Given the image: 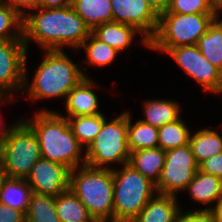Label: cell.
Masks as SVG:
<instances>
[{"instance_id": "34", "label": "cell", "mask_w": 222, "mask_h": 222, "mask_svg": "<svg viewBox=\"0 0 222 222\" xmlns=\"http://www.w3.org/2000/svg\"><path fill=\"white\" fill-rule=\"evenodd\" d=\"M0 222H26L25 214L0 202Z\"/></svg>"}, {"instance_id": "20", "label": "cell", "mask_w": 222, "mask_h": 222, "mask_svg": "<svg viewBox=\"0 0 222 222\" xmlns=\"http://www.w3.org/2000/svg\"><path fill=\"white\" fill-rule=\"evenodd\" d=\"M145 119L141 121L160 128L166 123L173 122L180 118V106L177 101L171 100H147L143 104Z\"/></svg>"}, {"instance_id": "41", "label": "cell", "mask_w": 222, "mask_h": 222, "mask_svg": "<svg viewBox=\"0 0 222 222\" xmlns=\"http://www.w3.org/2000/svg\"><path fill=\"white\" fill-rule=\"evenodd\" d=\"M220 10V11H219ZM222 10V0L220 1V3L217 5V18H219V13Z\"/></svg>"}, {"instance_id": "9", "label": "cell", "mask_w": 222, "mask_h": 222, "mask_svg": "<svg viewBox=\"0 0 222 222\" xmlns=\"http://www.w3.org/2000/svg\"><path fill=\"white\" fill-rule=\"evenodd\" d=\"M198 170L190 144L166 150L165 164L155 184L157 193L176 196L185 191Z\"/></svg>"}, {"instance_id": "44", "label": "cell", "mask_w": 222, "mask_h": 222, "mask_svg": "<svg viewBox=\"0 0 222 222\" xmlns=\"http://www.w3.org/2000/svg\"><path fill=\"white\" fill-rule=\"evenodd\" d=\"M4 3H5V0H0V5Z\"/></svg>"}, {"instance_id": "8", "label": "cell", "mask_w": 222, "mask_h": 222, "mask_svg": "<svg viewBox=\"0 0 222 222\" xmlns=\"http://www.w3.org/2000/svg\"><path fill=\"white\" fill-rule=\"evenodd\" d=\"M127 128L128 111L120 113L109 122L105 119L94 141L85 149L86 165L105 169L109 168L105 165L108 163L116 162L121 166L127 164L130 155Z\"/></svg>"}, {"instance_id": "21", "label": "cell", "mask_w": 222, "mask_h": 222, "mask_svg": "<svg viewBox=\"0 0 222 222\" xmlns=\"http://www.w3.org/2000/svg\"><path fill=\"white\" fill-rule=\"evenodd\" d=\"M32 193L26 179L8 178L0 191V202L26 214Z\"/></svg>"}, {"instance_id": "31", "label": "cell", "mask_w": 222, "mask_h": 222, "mask_svg": "<svg viewBox=\"0 0 222 222\" xmlns=\"http://www.w3.org/2000/svg\"><path fill=\"white\" fill-rule=\"evenodd\" d=\"M165 12L178 14H217L212 0H170Z\"/></svg>"}, {"instance_id": "13", "label": "cell", "mask_w": 222, "mask_h": 222, "mask_svg": "<svg viewBox=\"0 0 222 222\" xmlns=\"http://www.w3.org/2000/svg\"><path fill=\"white\" fill-rule=\"evenodd\" d=\"M26 181L34 193L56 197L69 189L70 169L41 157L32 167Z\"/></svg>"}, {"instance_id": "40", "label": "cell", "mask_w": 222, "mask_h": 222, "mask_svg": "<svg viewBox=\"0 0 222 222\" xmlns=\"http://www.w3.org/2000/svg\"><path fill=\"white\" fill-rule=\"evenodd\" d=\"M8 179V174L3 168L2 162L0 161V191L3 188L4 182Z\"/></svg>"}, {"instance_id": "36", "label": "cell", "mask_w": 222, "mask_h": 222, "mask_svg": "<svg viewBox=\"0 0 222 222\" xmlns=\"http://www.w3.org/2000/svg\"><path fill=\"white\" fill-rule=\"evenodd\" d=\"M158 15L167 10L170 0H144Z\"/></svg>"}, {"instance_id": "10", "label": "cell", "mask_w": 222, "mask_h": 222, "mask_svg": "<svg viewBox=\"0 0 222 222\" xmlns=\"http://www.w3.org/2000/svg\"><path fill=\"white\" fill-rule=\"evenodd\" d=\"M166 53L204 90L222 93V71L202 55L197 45L170 48Z\"/></svg>"}, {"instance_id": "17", "label": "cell", "mask_w": 222, "mask_h": 222, "mask_svg": "<svg viewBox=\"0 0 222 222\" xmlns=\"http://www.w3.org/2000/svg\"><path fill=\"white\" fill-rule=\"evenodd\" d=\"M127 164L156 184L165 164V150L157 147L131 152Z\"/></svg>"}, {"instance_id": "6", "label": "cell", "mask_w": 222, "mask_h": 222, "mask_svg": "<svg viewBox=\"0 0 222 222\" xmlns=\"http://www.w3.org/2000/svg\"><path fill=\"white\" fill-rule=\"evenodd\" d=\"M114 222H132L157 193L155 183L129 164L112 169Z\"/></svg>"}, {"instance_id": "37", "label": "cell", "mask_w": 222, "mask_h": 222, "mask_svg": "<svg viewBox=\"0 0 222 222\" xmlns=\"http://www.w3.org/2000/svg\"><path fill=\"white\" fill-rule=\"evenodd\" d=\"M72 0H40L42 8H61L71 5Z\"/></svg>"}, {"instance_id": "22", "label": "cell", "mask_w": 222, "mask_h": 222, "mask_svg": "<svg viewBox=\"0 0 222 222\" xmlns=\"http://www.w3.org/2000/svg\"><path fill=\"white\" fill-rule=\"evenodd\" d=\"M55 209L60 222H82L92 218L70 188L55 197Z\"/></svg>"}, {"instance_id": "25", "label": "cell", "mask_w": 222, "mask_h": 222, "mask_svg": "<svg viewBox=\"0 0 222 222\" xmlns=\"http://www.w3.org/2000/svg\"><path fill=\"white\" fill-rule=\"evenodd\" d=\"M189 144L198 165L209 157L222 152V137L207 128L200 129L194 135H190Z\"/></svg>"}, {"instance_id": "7", "label": "cell", "mask_w": 222, "mask_h": 222, "mask_svg": "<svg viewBox=\"0 0 222 222\" xmlns=\"http://www.w3.org/2000/svg\"><path fill=\"white\" fill-rule=\"evenodd\" d=\"M41 157L33 130L22 119L14 122L0 150V161L8 178L26 179Z\"/></svg>"}, {"instance_id": "42", "label": "cell", "mask_w": 222, "mask_h": 222, "mask_svg": "<svg viewBox=\"0 0 222 222\" xmlns=\"http://www.w3.org/2000/svg\"><path fill=\"white\" fill-rule=\"evenodd\" d=\"M82 222H102V221H100L99 219H96V218H91L89 220H85V221H82Z\"/></svg>"}, {"instance_id": "29", "label": "cell", "mask_w": 222, "mask_h": 222, "mask_svg": "<svg viewBox=\"0 0 222 222\" xmlns=\"http://www.w3.org/2000/svg\"><path fill=\"white\" fill-rule=\"evenodd\" d=\"M81 47L86 50L87 62L92 66L103 67L111 64L116 58L117 54L120 53L115 48L105 44L96 38L92 33L89 34L88 38L82 43Z\"/></svg>"}, {"instance_id": "3", "label": "cell", "mask_w": 222, "mask_h": 222, "mask_svg": "<svg viewBox=\"0 0 222 222\" xmlns=\"http://www.w3.org/2000/svg\"><path fill=\"white\" fill-rule=\"evenodd\" d=\"M45 57L35 70L34 78L29 83L26 73L24 90L33 100L62 97L66 98L69 91L84 77H87L79 67L69 59L63 50H45Z\"/></svg>"}, {"instance_id": "27", "label": "cell", "mask_w": 222, "mask_h": 222, "mask_svg": "<svg viewBox=\"0 0 222 222\" xmlns=\"http://www.w3.org/2000/svg\"><path fill=\"white\" fill-rule=\"evenodd\" d=\"M191 131L180 117L158 128V147L162 150L183 147L189 144Z\"/></svg>"}, {"instance_id": "39", "label": "cell", "mask_w": 222, "mask_h": 222, "mask_svg": "<svg viewBox=\"0 0 222 222\" xmlns=\"http://www.w3.org/2000/svg\"><path fill=\"white\" fill-rule=\"evenodd\" d=\"M6 97H7V99H6ZM10 97V99L8 98V96H5V95H0V103H3L2 102V100L4 101L5 99L8 101H10L11 102V99H12V97L11 96H9ZM11 126L12 125H9V126H7V127H1V129H0V150H1V148H2V145H3V143H4V140L6 139V137H7V134H8V131L10 130V128H11Z\"/></svg>"}, {"instance_id": "19", "label": "cell", "mask_w": 222, "mask_h": 222, "mask_svg": "<svg viewBox=\"0 0 222 222\" xmlns=\"http://www.w3.org/2000/svg\"><path fill=\"white\" fill-rule=\"evenodd\" d=\"M71 7L91 31L112 21L111 0H72Z\"/></svg>"}, {"instance_id": "11", "label": "cell", "mask_w": 222, "mask_h": 222, "mask_svg": "<svg viewBox=\"0 0 222 222\" xmlns=\"http://www.w3.org/2000/svg\"><path fill=\"white\" fill-rule=\"evenodd\" d=\"M27 49L23 40L0 41V95L24 88Z\"/></svg>"}, {"instance_id": "24", "label": "cell", "mask_w": 222, "mask_h": 222, "mask_svg": "<svg viewBox=\"0 0 222 222\" xmlns=\"http://www.w3.org/2000/svg\"><path fill=\"white\" fill-rule=\"evenodd\" d=\"M131 115L128 112L127 145L129 152L141 149L158 147V128L147 124L140 119L132 124Z\"/></svg>"}, {"instance_id": "2", "label": "cell", "mask_w": 222, "mask_h": 222, "mask_svg": "<svg viewBox=\"0 0 222 222\" xmlns=\"http://www.w3.org/2000/svg\"><path fill=\"white\" fill-rule=\"evenodd\" d=\"M33 117L32 121L22 120L37 136L42 158L61 163L70 170L86 165L85 155L83 159L81 157L84 147L74 136L64 115L42 109Z\"/></svg>"}, {"instance_id": "35", "label": "cell", "mask_w": 222, "mask_h": 222, "mask_svg": "<svg viewBox=\"0 0 222 222\" xmlns=\"http://www.w3.org/2000/svg\"><path fill=\"white\" fill-rule=\"evenodd\" d=\"M22 18L25 17V8L37 10L40 7V0H5ZM24 9V10H23Z\"/></svg>"}, {"instance_id": "23", "label": "cell", "mask_w": 222, "mask_h": 222, "mask_svg": "<svg viewBox=\"0 0 222 222\" xmlns=\"http://www.w3.org/2000/svg\"><path fill=\"white\" fill-rule=\"evenodd\" d=\"M196 45L202 55L222 71V20L216 18Z\"/></svg>"}, {"instance_id": "5", "label": "cell", "mask_w": 222, "mask_h": 222, "mask_svg": "<svg viewBox=\"0 0 222 222\" xmlns=\"http://www.w3.org/2000/svg\"><path fill=\"white\" fill-rule=\"evenodd\" d=\"M217 14H178L164 12L159 15L155 35L149 40V48L167 52L170 48L196 45Z\"/></svg>"}, {"instance_id": "15", "label": "cell", "mask_w": 222, "mask_h": 222, "mask_svg": "<svg viewBox=\"0 0 222 222\" xmlns=\"http://www.w3.org/2000/svg\"><path fill=\"white\" fill-rule=\"evenodd\" d=\"M173 195H154L132 222H175L180 205Z\"/></svg>"}, {"instance_id": "28", "label": "cell", "mask_w": 222, "mask_h": 222, "mask_svg": "<svg viewBox=\"0 0 222 222\" xmlns=\"http://www.w3.org/2000/svg\"><path fill=\"white\" fill-rule=\"evenodd\" d=\"M26 222H60L55 209V196L32 193Z\"/></svg>"}, {"instance_id": "12", "label": "cell", "mask_w": 222, "mask_h": 222, "mask_svg": "<svg viewBox=\"0 0 222 222\" xmlns=\"http://www.w3.org/2000/svg\"><path fill=\"white\" fill-rule=\"evenodd\" d=\"M112 21L136 27L143 35L142 42L149 48L155 35L159 15L144 0H111Z\"/></svg>"}, {"instance_id": "4", "label": "cell", "mask_w": 222, "mask_h": 222, "mask_svg": "<svg viewBox=\"0 0 222 222\" xmlns=\"http://www.w3.org/2000/svg\"><path fill=\"white\" fill-rule=\"evenodd\" d=\"M69 188L88 209L92 218L114 222L112 169L83 165L70 170Z\"/></svg>"}, {"instance_id": "30", "label": "cell", "mask_w": 222, "mask_h": 222, "mask_svg": "<svg viewBox=\"0 0 222 222\" xmlns=\"http://www.w3.org/2000/svg\"><path fill=\"white\" fill-rule=\"evenodd\" d=\"M12 27L17 32H11ZM3 40H23V18L6 2L0 5V41Z\"/></svg>"}, {"instance_id": "1", "label": "cell", "mask_w": 222, "mask_h": 222, "mask_svg": "<svg viewBox=\"0 0 222 222\" xmlns=\"http://www.w3.org/2000/svg\"><path fill=\"white\" fill-rule=\"evenodd\" d=\"M37 13L23 17V41L28 48L30 40L43 50H63V46L81 48L91 30L71 5L61 8L37 9Z\"/></svg>"}, {"instance_id": "32", "label": "cell", "mask_w": 222, "mask_h": 222, "mask_svg": "<svg viewBox=\"0 0 222 222\" xmlns=\"http://www.w3.org/2000/svg\"><path fill=\"white\" fill-rule=\"evenodd\" d=\"M178 211L175 222H213V216L210 209H195L188 212Z\"/></svg>"}, {"instance_id": "26", "label": "cell", "mask_w": 222, "mask_h": 222, "mask_svg": "<svg viewBox=\"0 0 222 222\" xmlns=\"http://www.w3.org/2000/svg\"><path fill=\"white\" fill-rule=\"evenodd\" d=\"M74 136L82 146L91 144L106 119L104 114L66 117Z\"/></svg>"}, {"instance_id": "18", "label": "cell", "mask_w": 222, "mask_h": 222, "mask_svg": "<svg viewBox=\"0 0 222 222\" xmlns=\"http://www.w3.org/2000/svg\"><path fill=\"white\" fill-rule=\"evenodd\" d=\"M186 190L195 202L208 205L214 201L217 203L221 199L222 180L198 170Z\"/></svg>"}, {"instance_id": "38", "label": "cell", "mask_w": 222, "mask_h": 222, "mask_svg": "<svg viewBox=\"0 0 222 222\" xmlns=\"http://www.w3.org/2000/svg\"><path fill=\"white\" fill-rule=\"evenodd\" d=\"M204 209H210L213 216V222H222V199H220L213 207Z\"/></svg>"}, {"instance_id": "14", "label": "cell", "mask_w": 222, "mask_h": 222, "mask_svg": "<svg viewBox=\"0 0 222 222\" xmlns=\"http://www.w3.org/2000/svg\"><path fill=\"white\" fill-rule=\"evenodd\" d=\"M95 86L94 81L89 77H84L69 91L65 98L68 117L101 113L98 111V96H96L97 94L93 91Z\"/></svg>"}, {"instance_id": "16", "label": "cell", "mask_w": 222, "mask_h": 222, "mask_svg": "<svg viewBox=\"0 0 222 222\" xmlns=\"http://www.w3.org/2000/svg\"><path fill=\"white\" fill-rule=\"evenodd\" d=\"M137 32L141 33L136 27L119 22H106L95 27L91 33L105 44L121 51L130 47Z\"/></svg>"}, {"instance_id": "43", "label": "cell", "mask_w": 222, "mask_h": 222, "mask_svg": "<svg viewBox=\"0 0 222 222\" xmlns=\"http://www.w3.org/2000/svg\"><path fill=\"white\" fill-rule=\"evenodd\" d=\"M214 2V4L217 6L221 0H212Z\"/></svg>"}, {"instance_id": "33", "label": "cell", "mask_w": 222, "mask_h": 222, "mask_svg": "<svg viewBox=\"0 0 222 222\" xmlns=\"http://www.w3.org/2000/svg\"><path fill=\"white\" fill-rule=\"evenodd\" d=\"M203 173L215 175L222 180V152L209 157L199 165Z\"/></svg>"}]
</instances>
